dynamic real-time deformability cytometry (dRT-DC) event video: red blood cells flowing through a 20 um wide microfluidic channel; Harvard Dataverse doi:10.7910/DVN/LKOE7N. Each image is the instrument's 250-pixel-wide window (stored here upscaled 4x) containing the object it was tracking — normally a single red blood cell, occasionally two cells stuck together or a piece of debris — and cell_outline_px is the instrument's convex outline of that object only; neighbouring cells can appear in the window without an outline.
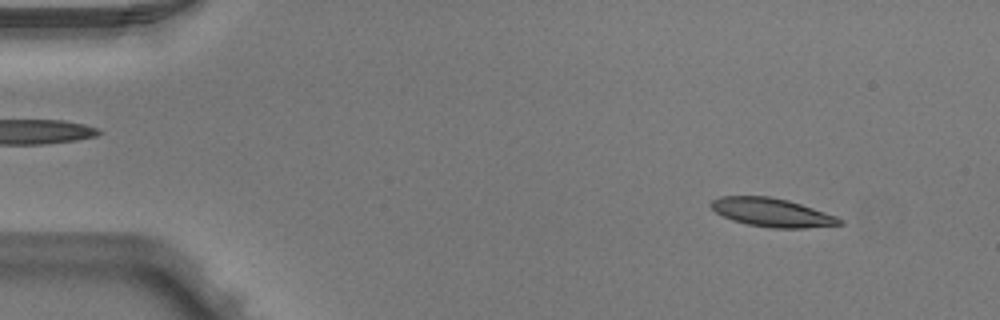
{"species": "Egyptian fruit bat (a non-hibernating species)", "species_latin": "Rousettus aegyptiacus", "temperature_condition": "warm", "stored_images_in_passage": 3, "segment_of_instrument_passage": [2, 2], "camera_frame_rate_fps": 3000, "um_per_image_px": 0.085, "animal": {"sex": "male"}, "frame": {"image": 1, "passage_image": 3, "time_ms": 0.667, "image_size_px": [1000, 320], "cell_outline_px": [[844, 224], [804, 228], [772, 228], [748, 224], [732, 220], [716, 212], [708, 204], [712, 200], [720, 196], [768, 196], [788, 200], [836, 216], [844, 220]], "centroid_in_image_um": [65.61, 18.06], "position_along_channel_um": 19.4, "area_um2": 21.27}}